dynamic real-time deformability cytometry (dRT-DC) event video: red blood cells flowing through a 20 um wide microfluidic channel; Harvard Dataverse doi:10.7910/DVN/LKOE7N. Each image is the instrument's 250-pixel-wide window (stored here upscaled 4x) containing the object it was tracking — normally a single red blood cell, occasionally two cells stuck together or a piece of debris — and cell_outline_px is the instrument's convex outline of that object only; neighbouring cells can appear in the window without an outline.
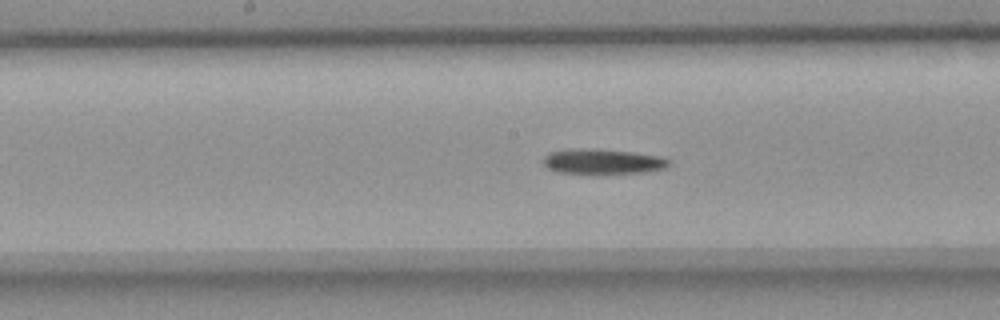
{"species": "common noctule bat (a hibernating species)", "species_latin": "Nyctalus noctula", "temperature_condition": "room temperature", "stored_images_in_passage": 49, "camera_frame_rate_fps": 3000, "um_per_image_px": 0.085, "animal": {"sex": "female", "body_mass_g": 18.4}, "frame": {"image": 1, "passage_image": 22, "time_ms": 7.0, "image_size_px": [1000, 320], "cell_outline_px": [[668, 164], [664, 168], [644, 172], [596, 176], [560, 172], [548, 168], [544, 164], [544, 156], [548, 152], [572, 148], [632, 152], [660, 156], [668, 160]], "centroid_in_image_um": [51.17, 13.77], "position_along_channel_um": 197.0, "area_um2": 18.73}}
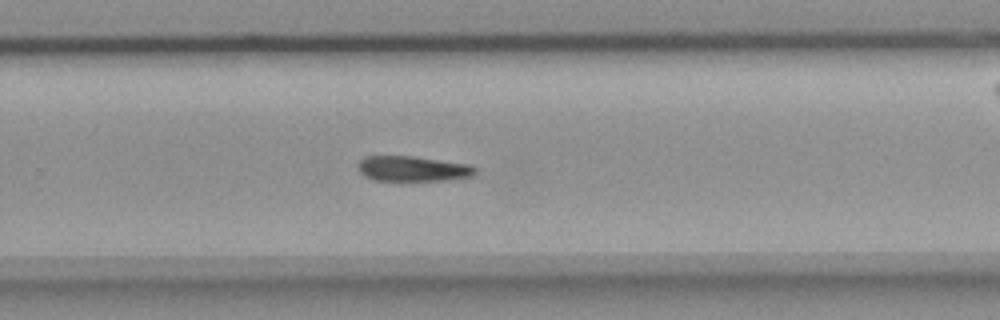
{"frame": {"image": 2, "passage_image": 30, "time_ms": 9.667, "image_size_px": [1000, 320], "cell_outline_px": [[476, 172], [472, 176], [444, 180], [372, 180], [364, 176], [360, 172], [356, 164], [364, 156], [412, 156], [472, 164], [476, 168]], "centroid_in_image_um": [35.07, 14.33], "position_along_channel_um": 294.7, "area_um2": 17.34}}
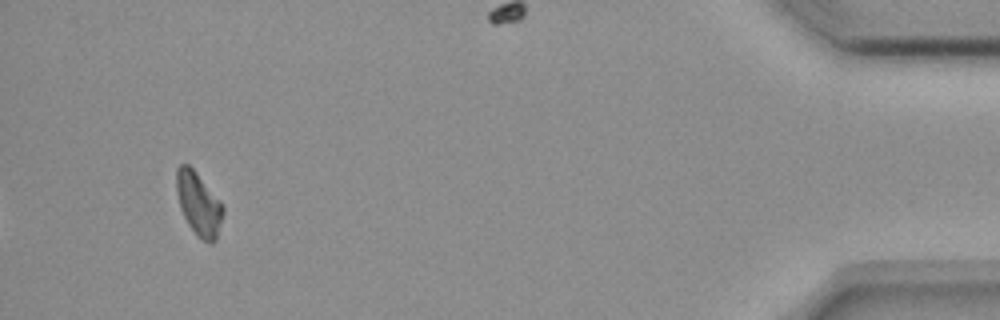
{"frame": {"image": 3, "passage_image": 46, "time_ms": 15.0, "image_size_px": [1000, 320], "cell_outline_px": [[224, 212], [216, 240], [212, 244], [208, 244], [200, 240], [196, 236], [188, 224], [180, 208], [176, 192], [176, 168], [180, 164], [188, 164], [196, 172], [220, 200], [224, 208]], "centroid_in_image_um": [16.88, 17.36], "position_along_channel_um": 418.3, "area_um2": 17.4}}